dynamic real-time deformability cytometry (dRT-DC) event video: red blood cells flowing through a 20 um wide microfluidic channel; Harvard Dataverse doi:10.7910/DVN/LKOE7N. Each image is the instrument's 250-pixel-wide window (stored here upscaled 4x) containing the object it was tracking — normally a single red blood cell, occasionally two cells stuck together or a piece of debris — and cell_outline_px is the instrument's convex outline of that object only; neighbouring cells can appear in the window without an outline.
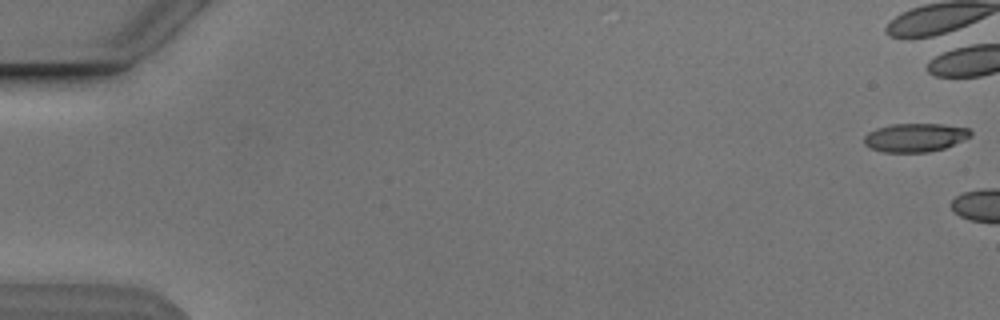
{"species": "Egyptian fruit bat (a non-hibernating species)", "species_latin": "Rousettus aegyptiacus", "temperature_condition": "cold", "stored_images_in_passage": 5, "camera_frame_rate_fps": 3000, "um_per_image_px": 0.085, "animal": {"sex": "male"}, "frame": {"image": 1, "passage_image": 1, "time_ms": 0.0, "image_size_px": [1000, 320], "cell_outline_px": [[972, 136], [944, 148], [928, 152], [884, 152], [872, 148], [864, 144], [864, 136], [868, 132], [876, 128], [892, 124], [940, 124], [968, 128], [972, 132]], "centroid_in_image_um": [77.78, 11.68], "position_along_channel_um": 7.2, "area_um2": 17.63}}